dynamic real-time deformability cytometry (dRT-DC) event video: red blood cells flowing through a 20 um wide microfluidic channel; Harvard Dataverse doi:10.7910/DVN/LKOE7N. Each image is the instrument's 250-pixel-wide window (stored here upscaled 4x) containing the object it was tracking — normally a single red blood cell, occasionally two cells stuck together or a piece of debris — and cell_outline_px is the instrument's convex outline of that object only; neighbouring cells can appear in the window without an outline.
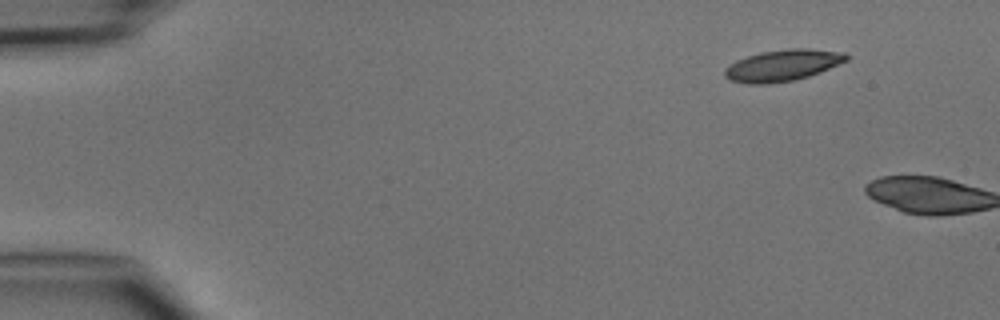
{"species": "common noctule bat (a hibernating species)", "species_latin": "Nyctalus noctula", "temperature_condition": "cold", "stored_images_in_passage": 2, "camera_frame_rate_fps": 3000, "um_per_image_px": 0.085, "animal": {"sex": "male", "body_mass_g": 15.6}, "frame": {"image": 1, "passage_image": 1, "time_ms": 0.0, "image_size_px": [1000, 320], "cell_outline_px": [[848, 60], [820, 72], [796, 80], [768, 84], [748, 84], [732, 80], [724, 76], [724, 68], [736, 60], [760, 52], [788, 48], [808, 48], [848, 52]], "centroid_in_image_um": [66.55, 5.54], "position_along_channel_um": 18.5, "area_um2": 22.48}}